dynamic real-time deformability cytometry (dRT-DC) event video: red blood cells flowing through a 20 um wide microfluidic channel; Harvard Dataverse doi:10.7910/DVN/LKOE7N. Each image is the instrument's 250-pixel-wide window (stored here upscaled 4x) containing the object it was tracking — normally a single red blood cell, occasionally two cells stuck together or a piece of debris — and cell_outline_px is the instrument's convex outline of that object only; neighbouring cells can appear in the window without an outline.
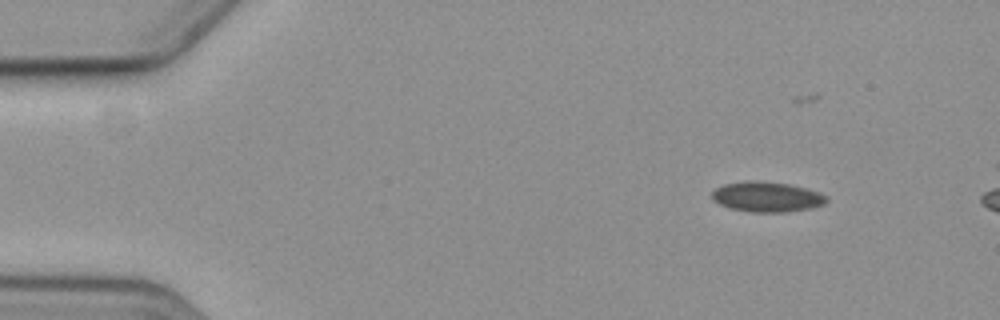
{"species": "common noctule bat (a hibernating species)", "species_latin": "Nyctalus noctula", "temperature_condition": "cold", "stored_images_in_passage": 5, "camera_frame_rate_fps": 3000, "um_per_image_px": 0.085, "animal": {"sex": "female", "body_mass_g": 19.3, "forearm_length_mm": 54.1}, "frame": {"image": 1, "passage_image": 1, "time_ms": 0.0, "image_size_px": [1000, 320], "cell_outline_px": [[828, 200], [824, 204], [808, 208], [784, 212], [752, 212], [732, 208], [720, 204], [712, 200], [712, 192], [716, 188], [724, 184], [748, 180], [756, 180], [788, 184], [808, 188], [820, 192], [828, 196]], "centroid_in_image_um": [65.2, 16.71], "position_along_channel_um": 19.8, "area_um2": 20.11}}